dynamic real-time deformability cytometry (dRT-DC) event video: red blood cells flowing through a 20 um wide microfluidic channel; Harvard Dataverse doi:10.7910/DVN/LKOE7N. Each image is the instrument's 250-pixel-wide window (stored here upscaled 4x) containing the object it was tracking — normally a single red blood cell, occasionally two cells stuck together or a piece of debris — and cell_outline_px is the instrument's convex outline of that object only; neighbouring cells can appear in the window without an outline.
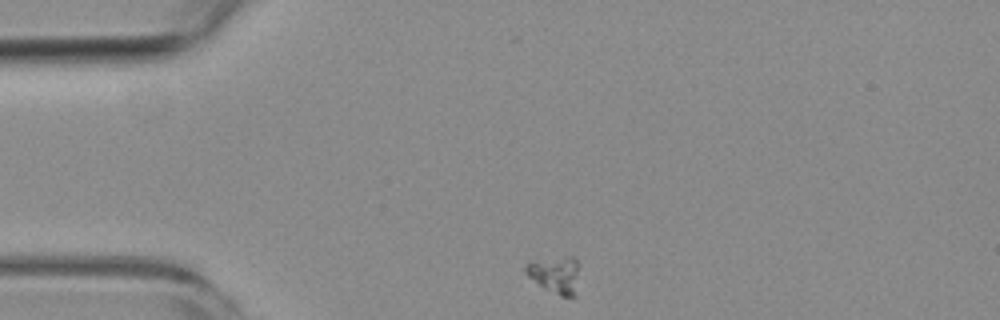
{"species": "common noctule bat (a hibernating species)", "species_latin": "Nyctalus noctula", "temperature_condition": "room temperature", "stored_images_in_passage": 46, "camera_frame_rate_fps": 3000, "um_per_image_px": 0.085, "animal": {"sex": "female", "body_mass_g": 19.3, "forearm_length_mm": 54.1}, "frame": {"image": 1, "passage_image": 1, "time_ms": 0.0, "image_size_px": [1000, 320], "cell_outline_px": [[580, 264], [576, 296], [560, 296], [544, 288], [528, 276], [524, 272], [524, 268], [528, 264], [568, 256], [572, 256]], "centroid_in_image_um": [47.27, 23.38], "position_along_channel_um": 37.7, "area_um2": 11.33}}
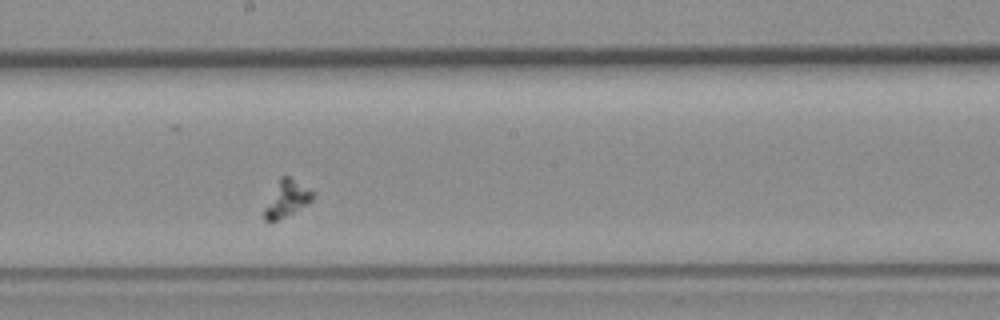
{"frame": {"image": 2, "passage_image": 20, "time_ms": 6.333, "image_size_px": [1000, 320], "cell_outline_px": [[316, 192], [312, 200], [308, 204], [276, 220], [264, 220], [264, 208], [280, 176], [288, 176], [312, 188]], "centroid_in_image_um": [24.43, 16.84], "position_along_channel_um": 223.8, "area_um2": 10.17}}
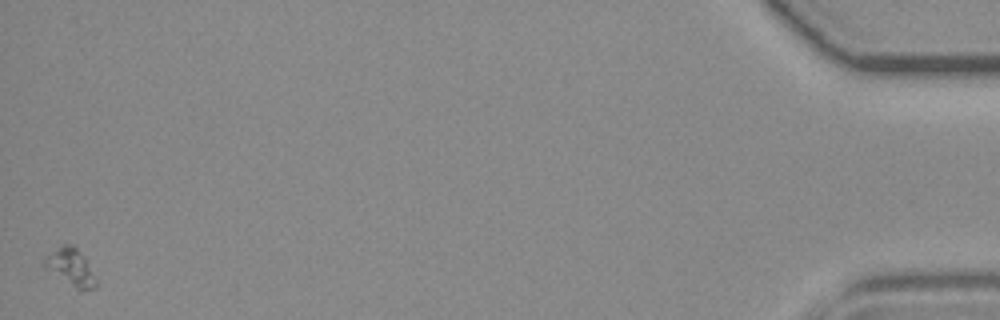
{"frame": {"image": 3, "passage_image": 46, "time_ms": 15.0, "image_size_px": [1000, 320], "cell_outline_px": [[96, 288], [76, 288], [44, 268], [44, 256], [60, 244], [72, 244], [84, 256], [96, 280]], "centroid_in_image_um": [5.96, 22.65], "position_along_channel_um": 429.2, "area_um2": 10.92}}